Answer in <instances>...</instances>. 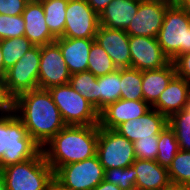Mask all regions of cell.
Returning <instances> with one entry per match:
<instances>
[{
	"label": "cell",
	"instance_id": "1",
	"mask_svg": "<svg viewBox=\"0 0 190 190\" xmlns=\"http://www.w3.org/2000/svg\"><path fill=\"white\" fill-rule=\"evenodd\" d=\"M15 113L41 147L66 126L52 95L45 89L37 88L18 95Z\"/></svg>",
	"mask_w": 190,
	"mask_h": 190
},
{
	"label": "cell",
	"instance_id": "2",
	"mask_svg": "<svg viewBox=\"0 0 190 190\" xmlns=\"http://www.w3.org/2000/svg\"><path fill=\"white\" fill-rule=\"evenodd\" d=\"M98 136L99 125H66L43 145L42 152L55 172L61 166L95 156Z\"/></svg>",
	"mask_w": 190,
	"mask_h": 190
},
{
	"label": "cell",
	"instance_id": "3",
	"mask_svg": "<svg viewBox=\"0 0 190 190\" xmlns=\"http://www.w3.org/2000/svg\"><path fill=\"white\" fill-rule=\"evenodd\" d=\"M41 150L15 112L0 115V169L34 158Z\"/></svg>",
	"mask_w": 190,
	"mask_h": 190
},
{
	"label": "cell",
	"instance_id": "4",
	"mask_svg": "<svg viewBox=\"0 0 190 190\" xmlns=\"http://www.w3.org/2000/svg\"><path fill=\"white\" fill-rule=\"evenodd\" d=\"M0 177L7 190H48L54 171L41 150L34 158L0 169Z\"/></svg>",
	"mask_w": 190,
	"mask_h": 190
},
{
	"label": "cell",
	"instance_id": "5",
	"mask_svg": "<svg viewBox=\"0 0 190 190\" xmlns=\"http://www.w3.org/2000/svg\"><path fill=\"white\" fill-rule=\"evenodd\" d=\"M157 39L172 62L179 55L190 52V15L179 5L169 7Z\"/></svg>",
	"mask_w": 190,
	"mask_h": 190
},
{
	"label": "cell",
	"instance_id": "6",
	"mask_svg": "<svg viewBox=\"0 0 190 190\" xmlns=\"http://www.w3.org/2000/svg\"><path fill=\"white\" fill-rule=\"evenodd\" d=\"M66 125L99 124V112L69 83L48 89Z\"/></svg>",
	"mask_w": 190,
	"mask_h": 190
},
{
	"label": "cell",
	"instance_id": "7",
	"mask_svg": "<svg viewBox=\"0 0 190 190\" xmlns=\"http://www.w3.org/2000/svg\"><path fill=\"white\" fill-rule=\"evenodd\" d=\"M96 155L104 170L125 168L136 160L134 142L117 131L99 127Z\"/></svg>",
	"mask_w": 190,
	"mask_h": 190
},
{
	"label": "cell",
	"instance_id": "8",
	"mask_svg": "<svg viewBox=\"0 0 190 190\" xmlns=\"http://www.w3.org/2000/svg\"><path fill=\"white\" fill-rule=\"evenodd\" d=\"M105 170L97 155L66 164L54 172V179L69 190H92L104 180Z\"/></svg>",
	"mask_w": 190,
	"mask_h": 190
},
{
	"label": "cell",
	"instance_id": "9",
	"mask_svg": "<svg viewBox=\"0 0 190 190\" xmlns=\"http://www.w3.org/2000/svg\"><path fill=\"white\" fill-rule=\"evenodd\" d=\"M39 65L40 46H33L6 70L5 82L15 98L24 92L38 88Z\"/></svg>",
	"mask_w": 190,
	"mask_h": 190
},
{
	"label": "cell",
	"instance_id": "10",
	"mask_svg": "<svg viewBox=\"0 0 190 190\" xmlns=\"http://www.w3.org/2000/svg\"><path fill=\"white\" fill-rule=\"evenodd\" d=\"M65 17V28L61 37L95 39L99 15L86 0H68Z\"/></svg>",
	"mask_w": 190,
	"mask_h": 190
},
{
	"label": "cell",
	"instance_id": "11",
	"mask_svg": "<svg viewBox=\"0 0 190 190\" xmlns=\"http://www.w3.org/2000/svg\"><path fill=\"white\" fill-rule=\"evenodd\" d=\"M68 71L59 45L52 43L40 46V65L38 88L48 90L52 87L69 83Z\"/></svg>",
	"mask_w": 190,
	"mask_h": 190
},
{
	"label": "cell",
	"instance_id": "12",
	"mask_svg": "<svg viewBox=\"0 0 190 190\" xmlns=\"http://www.w3.org/2000/svg\"><path fill=\"white\" fill-rule=\"evenodd\" d=\"M131 68L140 71L159 69L171 61L164 54L157 38L129 35Z\"/></svg>",
	"mask_w": 190,
	"mask_h": 190
},
{
	"label": "cell",
	"instance_id": "13",
	"mask_svg": "<svg viewBox=\"0 0 190 190\" xmlns=\"http://www.w3.org/2000/svg\"><path fill=\"white\" fill-rule=\"evenodd\" d=\"M169 7L139 0L137 13L125 30L128 35L157 38Z\"/></svg>",
	"mask_w": 190,
	"mask_h": 190
},
{
	"label": "cell",
	"instance_id": "14",
	"mask_svg": "<svg viewBox=\"0 0 190 190\" xmlns=\"http://www.w3.org/2000/svg\"><path fill=\"white\" fill-rule=\"evenodd\" d=\"M95 41L106 51L117 68H131L129 35L125 30L99 25Z\"/></svg>",
	"mask_w": 190,
	"mask_h": 190
},
{
	"label": "cell",
	"instance_id": "15",
	"mask_svg": "<svg viewBox=\"0 0 190 190\" xmlns=\"http://www.w3.org/2000/svg\"><path fill=\"white\" fill-rule=\"evenodd\" d=\"M151 109L144 100L119 99L99 112V127L115 130L120 124L137 119Z\"/></svg>",
	"mask_w": 190,
	"mask_h": 190
},
{
	"label": "cell",
	"instance_id": "16",
	"mask_svg": "<svg viewBox=\"0 0 190 190\" xmlns=\"http://www.w3.org/2000/svg\"><path fill=\"white\" fill-rule=\"evenodd\" d=\"M167 125L168 119L157 110L151 108L139 118L130 119L120 124L115 131L129 141L135 142L139 139L150 138L151 135H159Z\"/></svg>",
	"mask_w": 190,
	"mask_h": 190
},
{
	"label": "cell",
	"instance_id": "17",
	"mask_svg": "<svg viewBox=\"0 0 190 190\" xmlns=\"http://www.w3.org/2000/svg\"><path fill=\"white\" fill-rule=\"evenodd\" d=\"M22 17L25 22L24 37L34 46H44L57 39L45 22V13L40 0H29Z\"/></svg>",
	"mask_w": 190,
	"mask_h": 190
},
{
	"label": "cell",
	"instance_id": "18",
	"mask_svg": "<svg viewBox=\"0 0 190 190\" xmlns=\"http://www.w3.org/2000/svg\"><path fill=\"white\" fill-rule=\"evenodd\" d=\"M189 97L190 82L175 75L151 108L168 119L187 107Z\"/></svg>",
	"mask_w": 190,
	"mask_h": 190
},
{
	"label": "cell",
	"instance_id": "19",
	"mask_svg": "<svg viewBox=\"0 0 190 190\" xmlns=\"http://www.w3.org/2000/svg\"><path fill=\"white\" fill-rule=\"evenodd\" d=\"M131 166L137 171L135 190H167L172 186L168 169L155 160L136 158Z\"/></svg>",
	"mask_w": 190,
	"mask_h": 190
},
{
	"label": "cell",
	"instance_id": "20",
	"mask_svg": "<svg viewBox=\"0 0 190 190\" xmlns=\"http://www.w3.org/2000/svg\"><path fill=\"white\" fill-rule=\"evenodd\" d=\"M95 39L58 37L59 45L69 73L75 74L88 70L89 52Z\"/></svg>",
	"mask_w": 190,
	"mask_h": 190
},
{
	"label": "cell",
	"instance_id": "21",
	"mask_svg": "<svg viewBox=\"0 0 190 190\" xmlns=\"http://www.w3.org/2000/svg\"><path fill=\"white\" fill-rule=\"evenodd\" d=\"M139 8V0H112L99 15V25L126 30Z\"/></svg>",
	"mask_w": 190,
	"mask_h": 190
},
{
	"label": "cell",
	"instance_id": "22",
	"mask_svg": "<svg viewBox=\"0 0 190 190\" xmlns=\"http://www.w3.org/2000/svg\"><path fill=\"white\" fill-rule=\"evenodd\" d=\"M176 75L173 62L159 69L142 71V92L146 103L152 106Z\"/></svg>",
	"mask_w": 190,
	"mask_h": 190
},
{
	"label": "cell",
	"instance_id": "23",
	"mask_svg": "<svg viewBox=\"0 0 190 190\" xmlns=\"http://www.w3.org/2000/svg\"><path fill=\"white\" fill-rule=\"evenodd\" d=\"M121 68L98 77V112L120 99Z\"/></svg>",
	"mask_w": 190,
	"mask_h": 190
},
{
	"label": "cell",
	"instance_id": "24",
	"mask_svg": "<svg viewBox=\"0 0 190 190\" xmlns=\"http://www.w3.org/2000/svg\"><path fill=\"white\" fill-rule=\"evenodd\" d=\"M45 13V22L56 37L64 33L68 0H40Z\"/></svg>",
	"mask_w": 190,
	"mask_h": 190
},
{
	"label": "cell",
	"instance_id": "25",
	"mask_svg": "<svg viewBox=\"0 0 190 190\" xmlns=\"http://www.w3.org/2000/svg\"><path fill=\"white\" fill-rule=\"evenodd\" d=\"M69 84L98 111V77L89 71L79 72L71 75Z\"/></svg>",
	"mask_w": 190,
	"mask_h": 190
},
{
	"label": "cell",
	"instance_id": "26",
	"mask_svg": "<svg viewBox=\"0 0 190 190\" xmlns=\"http://www.w3.org/2000/svg\"><path fill=\"white\" fill-rule=\"evenodd\" d=\"M158 154L156 162L168 169L175 155L179 152V144L176 140L175 132L167 125L158 135Z\"/></svg>",
	"mask_w": 190,
	"mask_h": 190
},
{
	"label": "cell",
	"instance_id": "27",
	"mask_svg": "<svg viewBox=\"0 0 190 190\" xmlns=\"http://www.w3.org/2000/svg\"><path fill=\"white\" fill-rule=\"evenodd\" d=\"M4 73L11 68L34 45L24 36L0 40Z\"/></svg>",
	"mask_w": 190,
	"mask_h": 190
},
{
	"label": "cell",
	"instance_id": "28",
	"mask_svg": "<svg viewBox=\"0 0 190 190\" xmlns=\"http://www.w3.org/2000/svg\"><path fill=\"white\" fill-rule=\"evenodd\" d=\"M141 85L142 71L134 68H121V99L144 100Z\"/></svg>",
	"mask_w": 190,
	"mask_h": 190
},
{
	"label": "cell",
	"instance_id": "29",
	"mask_svg": "<svg viewBox=\"0 0 190 190\" xmlns=\"http://www.w3.org/2000/svg\"><path fill=\"white\" fill-rule=\"evenodd\" d=\"M172 185L190 187V151L179 150L168 168Z\"/></svg>",
	"mask_w": 190,
	"mask_h": 190
},
{
	"label": "cell",
	"instance_id": "30",
	"mask_svg": "<svg viewBox=\"0 0 190 190\" xmlns=\"http://www.w3.org/2000/svg\"><path fill=\"white\" fill-rule=\"evenodd\" d=\"M118 69L106 51L94 41L88 59V70L96 77L103 76Z\"/></svg>",
	"mask_w": 190,
	"mask_h": 190
},
{
	"label": "cell",
	"instance_id": "31",
	"mask_svg": "<svg viewBox=\"0 0 190 190\" xmlns=\"http://www.w3.org/2000/svg\"><path fill=\"white\" fill-rule=\"evenodd\" d=\"M168 125L175 132L179 148L190 151V111L186 108L168 118Z\"/></svg>",
	"mask_w": 190,
	"mask_h": 190
},
{
	"label": "cell",
	"instance_id": "32",
	"mask_svg": "<svg viewBox=\"0 0 190 190\" xmlns=\"http://www.w3.org/2000/svg\"><path fill=\"white\" fill-rule=\"evenodd\" d=\"M137 171L132 167L105 170L104 180L117 185L121 190H135Z\"/></svg>",
	"mask_w": 190,
	"mask_h": 190
},
{
	"label": "cell",
	"instance_id": "33",
	"mask_svg": "<svg viewBox=\"0 0 190 190\" xmlns=\"http://www.w3.org/2000/svg\"><path fill=\"white\" fill-rule=\"evenodd\" d=\"M24 25L22 15L0 14V40L24 36Z\"/></svg>",
	"mask_w": 190,
	"mask_h": 190
},
{
	"label": "cell",
	"instance_id": "34",
	"mask_svg": "<svg viewBox=\"0 0 190 190\" xmlns=\"http://www.w3.org/2000/svg\"><path fill=\"white\" fill-rule=\"evenodd\" d=\"M158 135L150 138L139 139L134 142V150L137 159L156 160L158 154Z\"/></svg>",
	"mask_w": 190,
	"mask_h": 190
},
{
	"label": "cell",
	"instance_id": "35",
	"mask_svg": "<svg viewBox=\"0 0 190 190\" xmlns=\"http://www.w3.org/2000/svg\"><path fill=\"white\" fill-rule=\"evenodd\" d=\"M15 112V97L10 93L4 77H0V114Z\"/></svg>",
	"mask_w": 190,
	"mask_h": 190
},
{
	"label": "cell",
	"instance_id": "36",
	"mask_svg": "<svg viewBox=\"0 0 190 190\" xmlns=\"http://www.w3.org/2000/svg\"><path fill=\"white\" fill-rule=\"evenodd\" d=\"M29 0H0V14L22 15Z\"/></svg>",
	"mask_w": 190,
	"mask_h": 190
},
{
	"label": "cell",
	"instance_id": "37",
	"mask_svg": "<svg viewBox=\"0 0 190 190\" xmlns=\"http://www.w3.org/2000/svg\"><path fill=\"white\" fill-rule=\"evenodd\" d=\"M176 75L190 82V52L179 55L174 61Z\"/></svg>",
	"mask_w": 190,
	"mask_h": 190
},
{
	"label": "cell",
	"instance_id": "38",
	"mask_svg": "<svg viewBox=\"0 0 190 190\" xmlns=\"http://www.w3.org/2000/svg\"><path fill=\"white\" fill-rule=\"evenodd\" d=\"M91 8L100 15L112 0H86Z\"/></svg>",
	"mask_w": 190,
	"mask_h": 190
},
{
	"label": "cell",
	"instance_id": "39",
	"mask_svg": "<svg viewBox=\"0 0 190 190\" xmlns=\"http://www.w3.org/2000/svg\"><path fill=\"white\" fill-rule=\"evenodd\" d=\"M92 190H121L117 185L107 182L106 180H103L101 183H99L96 187H94Z\"/></svg>",
	"mask_w": 190,
	"mask_h": 190
},
{
	"label": "cell",
	"instance_id": "40",
	"mask_svg": "<svg viewBox=\"0 0 190 190\" xmlns=\"http://www.w3.org/2000/svg\"><path fill=\"white\" fill-rule=\"evenodd\" d=\"M141 1L147 3H156L168 7H173L175 5H178V3L175 0H141Z\"/></svg>",
	"mask_w": 190,
	"mask_h": 190
},
{
	"label": "cell",
	"instance_id": "41",
	"mask_svg": "<svg viewBox=\"0 0 190 190\" xmlns=\"http://www.w3.org/2000/svg\"><path fill=\"white\" fill-rule=\"evenodd\" d=\"M48 190H69L64 188L60 183H58L55 179L50 183Z\"/></svg>",
	"mask_w": 190,
	"mask_h": 190
},
{
	"label": "cell",
	"instance_id": "42",
	"mask_svg": "<svg viewBox=\"0 0 190 190\" xmlns=\"http://www.w3.org/2000/svg\"><path fill=\"white\" fill-rule=\"evenodd\" d=\"M178 5L190 15V0H180Z\"/></svg>",
	"mask_w": 190,
	"mask_h": 190
},
{
	"label": "cell",
	"instance_id": "43",
	"mask_svg": "<svg viewBox=\"0 0 190 190\" xmlns=\"http://www.w3.org/2000/svg\"><path fill=\"white\" fill-rule=\"evenodd\" d=\"M5 73H4V62H3V54L1 51V46H0V77H4Z\"/></svg>",
	"mask_w": 190,
	"mask_h": 190
},
{
	"label": "cell",
	"instance_id": "44",
	"mask_svg": "<svg viewBox=\"0 0 190 190\" xmlns=\"http://www.w3.org/2000/svg\"><path fill=\"white\" fill-rule=\"evenodd\" d=\"M167 190H190V187H184V186H174L172 185Z\"/></svg>",
	"mask_w": 190,
	"mask_h": 190
},
{
	"label": "cell",
	"instance_id": "45",
	"mask_svg": "<svg viewBox=\"0 0 190 190\" xmlns=\"http://www.w3.org/2000/svg\"><path fill=\"white\" fill-rule=\"evenodd\" d=\"M0 190H7L3 179L0 177Z\"/></svg>",
	"mask_w": 190,
	"mask_h": 190
},
{
	"label": "cell",
	"instance_id": "46",
	"mask_svg": "<svg viewBox=\"0 0 190 190\" xmlns=\"http://www.w3.org/2000/svg\"><path fill=\"white\" fill-rule=\"evenodd\" d=\"M186 109L190 111V97H189V99H188V103H187Z\"/></svg>",
	"mask_w": 190,
	"mask_h": 190
}]
</instances>
